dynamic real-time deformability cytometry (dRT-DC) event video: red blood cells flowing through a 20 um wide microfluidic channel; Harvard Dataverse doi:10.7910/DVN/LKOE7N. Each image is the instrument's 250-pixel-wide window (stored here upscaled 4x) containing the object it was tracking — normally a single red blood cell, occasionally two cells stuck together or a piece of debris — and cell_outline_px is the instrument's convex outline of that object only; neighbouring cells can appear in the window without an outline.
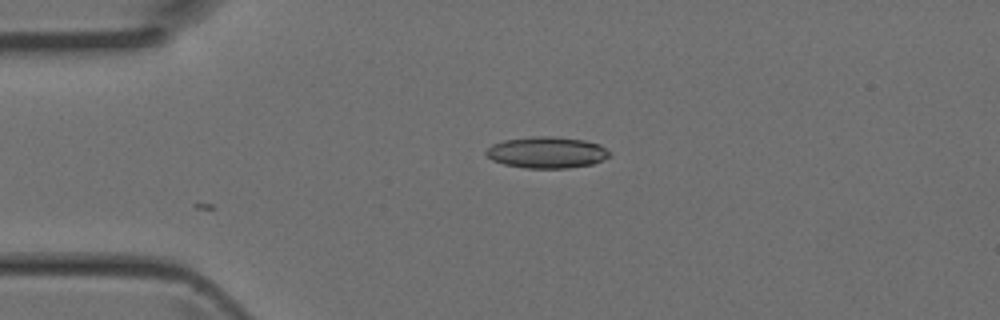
{"species": "Egyptian fruit bat (a non-hibernating species)", "species_latin": "Rousettus aegyptiacus", "temperature_condition": "room temperature", "stored_images_in_passage": 3, "camera_frame_rate_fps": 3000, "um_per_image_px": 0.085, "animal": {"sex": "female"}, "frame": {"image": 1, "passage_image": 2, "time_ms": 0.333, "image_size_px": [1000, 320], "cell_outline_px": [[612, 156], [592, 164], [568, 168], [524, 168], [504, 164], [492, 160], [484, 152], [492, 144], [504, 140], [532, 136], [556, 136], [584, 140], [600, 144], [612, 152]], "centroid_in_image_um": [46.51, 12.95], "position_along_channel_um": 38.5, "area_um2": 22.83}}
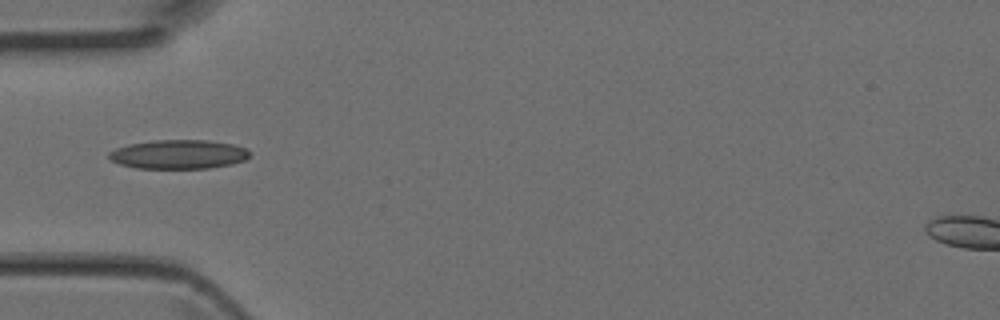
{"frame": {"image": 2, "passage_image": 3, "time_ms": 0.667, "image_size_px": [1000, 320], "cell_outline_px": [[252, 152], [244, 160], [232, 164], [208, 168], [136, 168], [120, 164], [112, 160], [108, 156], [108, 152], [116, 148], [128, 144], [152, 140], [208, 140], [232, 144], [248, 148]], "centroid_in_image_um": [15.19, 13.11], "position_along_channel_um": 69.8, "area_um2": 23.93}}